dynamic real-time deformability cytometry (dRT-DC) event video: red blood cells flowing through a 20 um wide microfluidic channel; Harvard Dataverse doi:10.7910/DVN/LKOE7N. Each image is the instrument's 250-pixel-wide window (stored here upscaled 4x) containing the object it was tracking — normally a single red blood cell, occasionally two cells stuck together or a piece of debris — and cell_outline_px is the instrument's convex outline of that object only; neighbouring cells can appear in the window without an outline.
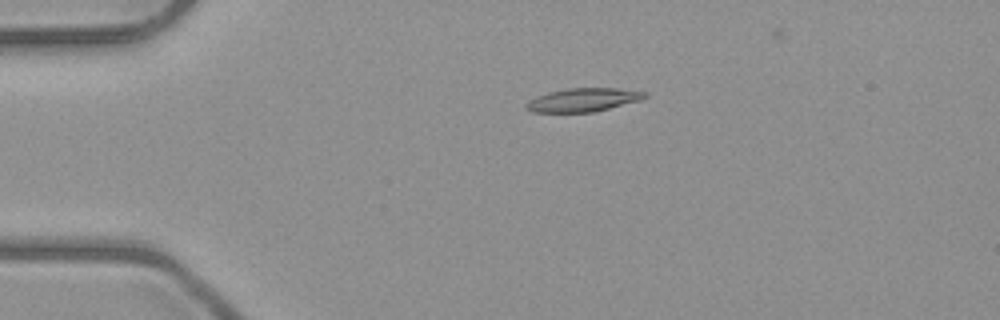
{"species": "common noctule bat (a hibernating species)", "species_latin": "Nyctalus noctula", "temperature_condition": "room temperature", "stored_images_in_passage": 4, "camera_frame_rate_fps": 3000, "um_per_image_px": 0.085, "animal": {"sex": "male", "body_mass_g": 23.1, "forearm_length_mm": 52.7}, "frame": {"image": 1, "passage_image": 2, "time_ms": 1.333, "image_size_px": [1000, 320], "cell_outline_px": [[648, 96], [640, 100], [592, 112], [532, 112], [524, 108], [524, 104], [528, 100], [536, 96], [548, 92], [568, 88], [616, 88], [648, 92]], "centroid_in_image_um": [49.52, 8.48], "position_along_channel_um": 35.5, "area_um2": 16.24}}
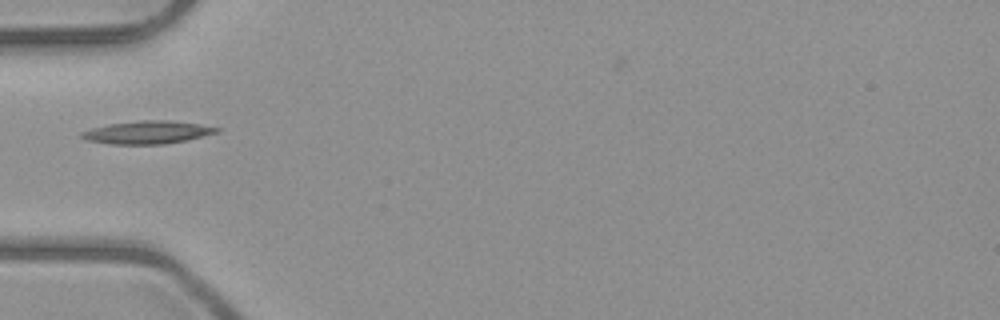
{"frame": {"image": 2, "passage_image": 3, "time_ms": 3.333, "image_size_px": [1000, 320], "cell_outline_px": [[220, 132], [188, 140], [164, 144], [112, 144], [84, 140], [80, 136], [80, 132], [92, 128], [108, 124], [140, 120], [168, 120], [200, 124], [220, 128]], "centroid_in_image_um": [12.53, 11.25], "position_along_channel_um": 72.5, "area_um2": 18.15}}
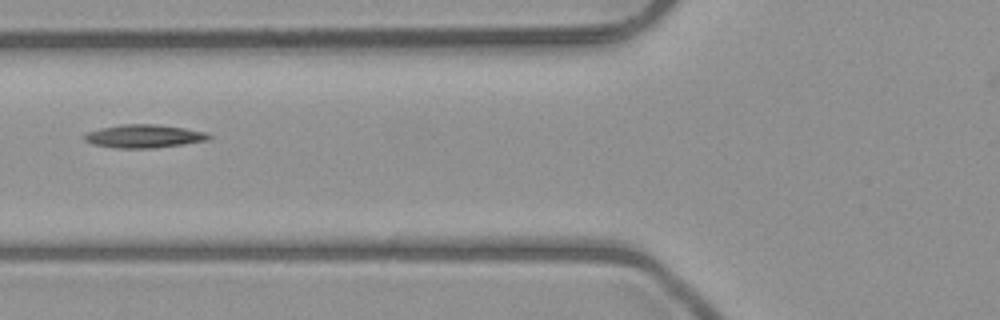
{"frame": {"image": 3, "passage_image": 4, "time_ms": 4.333, "image_size_px": [1000, 320], "cell_outline_px": [[212, 136], [208, 140], [184, 144], [152, 148], [112, 148], [92, 144], [84, 140], [84, 136], [88, 132], [100, 128], [120, 124], [156, 124], [184, 128], [204, 132]], "centroid_in_image_um": [12.21, 11.58], "position_along_channel_um": 113.6, "area_um2": 16.82}}